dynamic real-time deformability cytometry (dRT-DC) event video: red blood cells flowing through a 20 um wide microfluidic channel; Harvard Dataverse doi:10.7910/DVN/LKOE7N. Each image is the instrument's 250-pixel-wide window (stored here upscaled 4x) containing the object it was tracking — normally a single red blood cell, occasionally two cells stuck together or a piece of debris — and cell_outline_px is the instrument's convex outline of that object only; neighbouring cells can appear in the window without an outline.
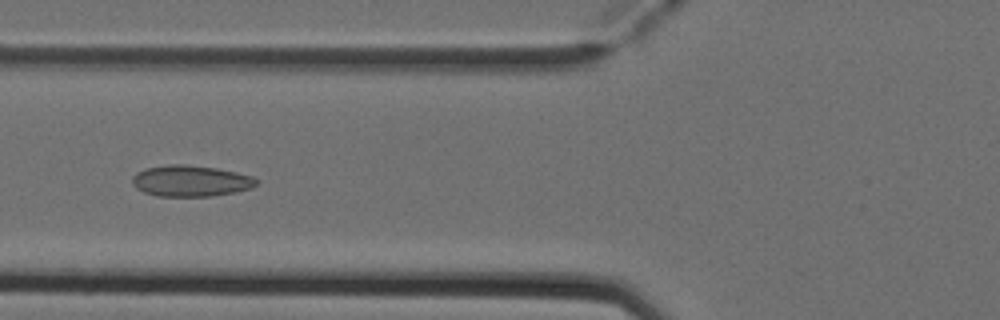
{"species": "Egyptian fruit bat (a non-hibernating species)", "species_latin": "Rousettus aegyptiacus", "temperature_condition": "cold", "stored_images_in_passage": 7, "camera_frame_rate_fps": 3000, "um_per_image_px": 0.085, "animal": {"sex": "female"}, "frame": {"image": 1, "passage_image": 4, "time_ms": 1.0, "image_size_px": [1000, 320], "cell_outline_px": [[260, 180], [252, 188], [236, 192], [212, 196], [156, 196], [144, 192], [136, 188], [132, 184], [132, 176], [136, 172], [144, 168], [172, 164], [184, 164], [216, 168], [236, 172], [252, 176]], "centroid_in_image_um": [16.2, 15.38], "position_along_channel_um": 109.6, "area_um2": 22.72}}
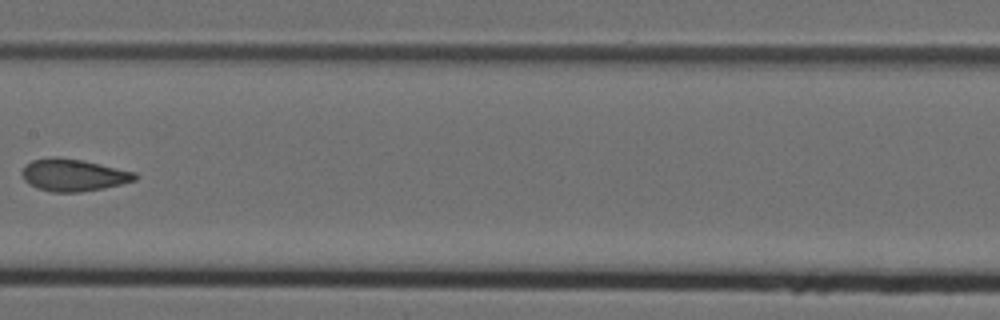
{"frame": {"image": 2, "passage_image": 6, "time_ms": 1.667, "image_size_px": [1000, 320], "cell_outline_px": [[136, 180], [104, 188], [80, 192], [52, 192], [36, 188], [28, 184], [24, 180], [20, 172], [24, 164], [32, 160], [52, 156], [56, 156], [84, 160], [136, 172]], "centroid_in_image_um": [6.18, 14.87], "position_along_channel_um": 201.2, "area_um2": 21.5}}
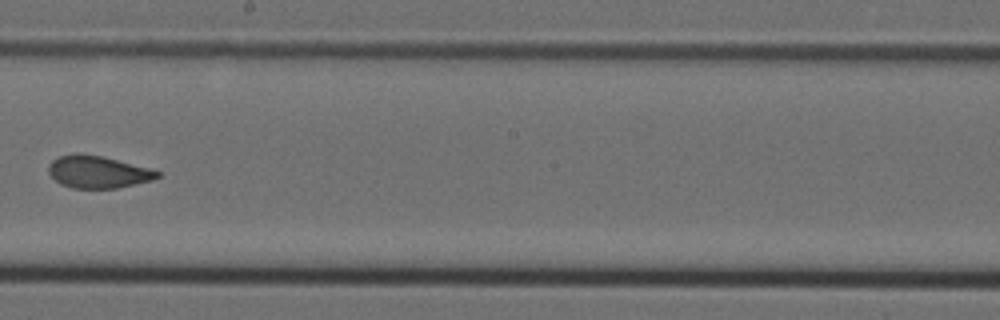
{"frame": {"image": 3, "passage_image": 7, "time_ms": 2.0, "image_size_px": [1000, 320], "cell_outline_px": [[160, 176], [152, 180], [116, 188], [72, 188], [60, 184], [48, 172], [48, 164], [52, 160], [60, 156], [76, 152], [80, 152], [100, 156], [148, 168], [160, 172]], "centroid_in_image_um": [8.27, 14.61], "position_along_channel_um": 239.9, "area_um2": 20.29}}